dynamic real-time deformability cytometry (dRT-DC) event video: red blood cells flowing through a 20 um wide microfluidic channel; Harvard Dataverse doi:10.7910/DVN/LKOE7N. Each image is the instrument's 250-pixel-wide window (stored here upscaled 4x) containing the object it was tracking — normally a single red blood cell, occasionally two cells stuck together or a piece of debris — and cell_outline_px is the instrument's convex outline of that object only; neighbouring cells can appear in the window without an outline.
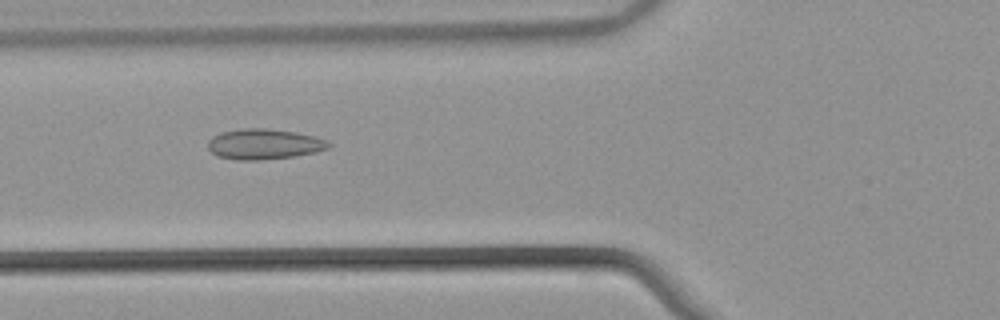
{"species": "common noctule bat (a hibernating species)", "species_latin": "Nyctalus noctula", "temperature_condition": "warm", "stored_images_in_passage": 54, "camera_frame_rate_fps": 3000, "um_per_image_px": 0.085, "animal": {"sex": "male", "body_mass_g": 21.5, "forearm_length_mm": 52.0}, "frame": {"image": 1, "passage_image": 21, "time_ms": 6.667, "image_size_px": [1000, 320], "cell_outline_px": [[332, 144], [328, 148], [316, 152], [292, 156], [256, 160], [236, 160], [216, 156], [208, 148], [208, 140], [212, 136], [220, 132], [240, 128], [264, 128], [296, 132], [328, 140]], "centroid_in_image_um": [22.41, 12.24], "position_along_channel_um": 103.4, "area_um2": 21.44}}
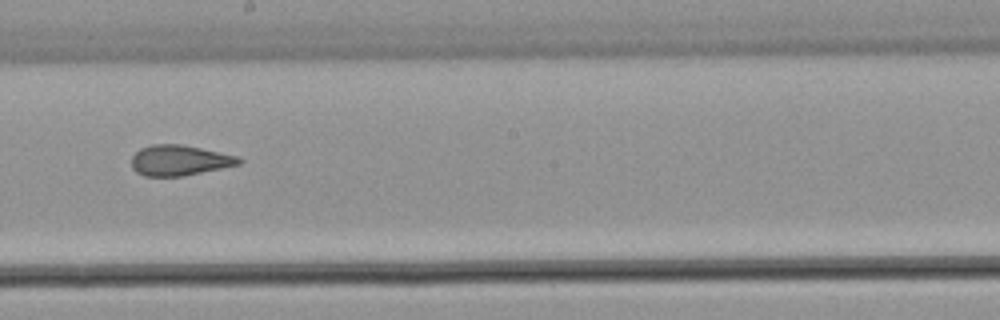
{"frame": {"image": 2, "passage_image": 31, "time_ms": 10.0, "image_size_px": [1000, 320], "cell_outline_px": [[244, 160], [240, 164], [184, 176], [144, 176], [136, 172], [132, 168], [132, 156], [140, 148], [152, 144], [180, 144], [200, 148], [236, 156]], "centroid_in_image_um": [15.23, 13.63], "position_along_channel_um": 233.0, "area_um2": 18.96}}
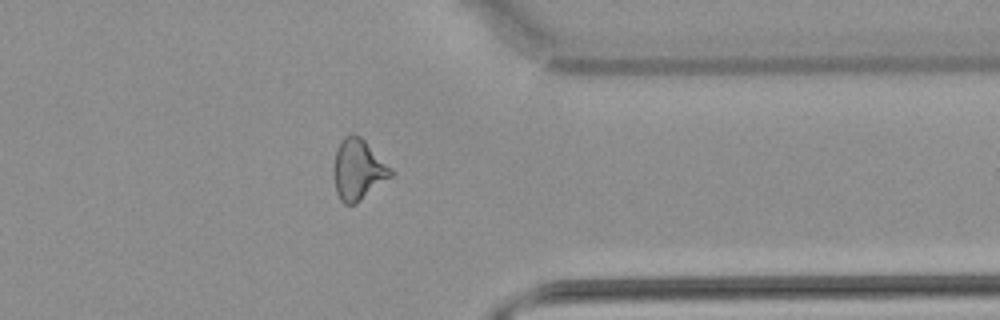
{"frame": {"image": 3, "passage_image": 43, "time_ms": 14.0, "image_size_px": [1000, 320], "cell_outline_px": [[396, 172], [392, 176], [356, 204], [344, 204], [340, 200], [336, 192], [332, 172], [332, 164], [336, 148], [344, 136], [352, 132], [360, 136]], "centroid_in_image_um": [30.41, 14.41], "position_along_channel_um": 381.0, "area_um2": 20.63}, "authors_computed_cell_mechanics": {"area_um2": 21.0681, "velocity_mm_per_s": 3.8869, "shape_relaxation_time_tau1_ms": null, "shape_relaxation_time_tau2_ms": 1.8715, "deformation_change_tau1": null, "deformation_change_tau2": 0.0997}}